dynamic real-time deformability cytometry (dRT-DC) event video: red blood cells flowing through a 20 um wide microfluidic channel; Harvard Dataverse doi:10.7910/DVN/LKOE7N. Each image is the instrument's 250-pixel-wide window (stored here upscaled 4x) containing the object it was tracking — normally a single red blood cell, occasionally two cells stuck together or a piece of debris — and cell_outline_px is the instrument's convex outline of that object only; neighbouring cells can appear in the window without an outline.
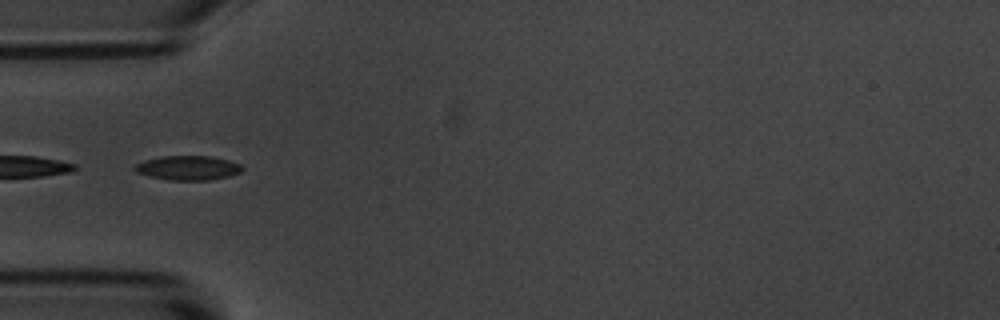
{"species": "common noctule bat (a hibernating species)", "species_latin": "Nyctalus noctula", "temperature_condition": "room temperature", "stored_images_in_passage": 56, "segment_of_instrument_passage": [2, 2], "camera_frame_rate_fps": 3000, "um_per_image_px": 0.085, "animal": {"sex": "male", "body_mass_g": 20.1, "forearm_length_mm": 53.5}, "frame": {"image": 1, "passage_image": 18, "time_ms": 5.667, "image_size_px": [1000, 320], "cell_outline_px": [[244, 168], [240, 172], [228, 176], [208, 180], [168, 180], [148, 176], [136, 172], [132, 168], [136, 164], [144, 160], [164, 156], [212, 156], [228, 160], [240, 164]], "centroid_in_image_um": [15.95, 14.27], "position_along_channel_um": 69.0, "area_um2": 15.26}}
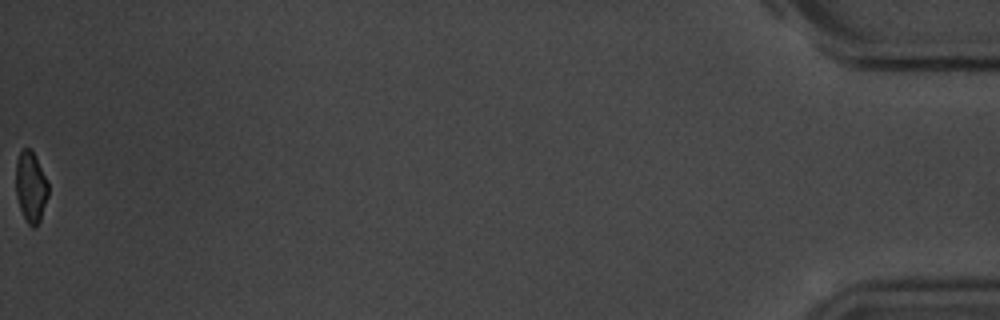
{"frame": {"image": 2, "passage_image": 56, "time_ms": 18.333, "image_size_px": [1000, 320], "cell_outline_px": [[48, 196], [40, 220], [36, 228], [32, 228], [28, 224], [20, 208], [16, 196], [16, 160], [20, 152], [24, 148], [28, 148], [36, 156], [48, 184]], "centroid_in_image_um": [2.61, 15.91], "position_along_channel_um": 432.6, "area_um2": 13.29}}